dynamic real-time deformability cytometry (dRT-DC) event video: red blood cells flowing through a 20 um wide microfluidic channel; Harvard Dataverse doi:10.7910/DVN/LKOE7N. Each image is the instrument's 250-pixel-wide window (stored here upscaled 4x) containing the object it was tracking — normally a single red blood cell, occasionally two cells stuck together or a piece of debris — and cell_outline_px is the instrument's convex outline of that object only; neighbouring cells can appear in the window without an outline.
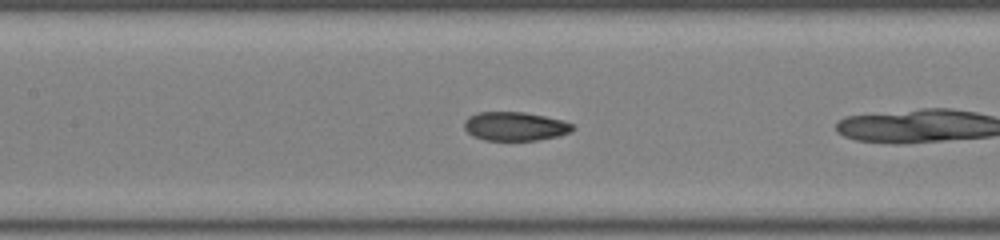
{"species": "common noctule bat (a hibernating species)", "species_latin": "Nyctalus noctula", "temperature_condition": "room temperature", "stored_images_in_passage": 18, "camera_frame_rate_fps": 3000, "um_per_image_px": 0.085, "animal": {"sex": "male", "body_mass_g": 19.0, "forearm_length_mm": 50.8}, "frame": {"image": 1, "passage_image": 8, "time_ms": 2.333, "image_size_px": [1000, 240], "cell_outline_px": [[576, 128], [572, 132], [556, 136], [536, 140], [484, 140], [472, 136], [464, 128], [464, 120], [468, 116], [476, 112], [524, 112], [544, 116], [560, 120], [572, 124]], "centroid_in_image_um": [43.74, 10.73], "position_along_channel_um": 163.7, "area_um2": 18.21}}
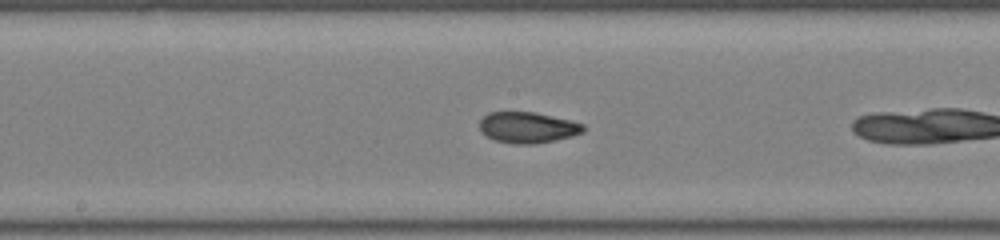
{"frame": {"image": 2, "passage_image": 11, "time_ms": 3.333, "image_size_px": [1000, 240], "cell_outline_px": [[584, 132], [572, 136], [556, 140], [532, 144], [512, 144], [496, 140], [488, 136], [480, 128], [480, 120], [488, 112], [532, 112], [568, 120], [584, 124]], "centroid_in_image_um": [44.86, 10.84], "position_along_channel_um": 203.3, "area_um2": 18.44}}